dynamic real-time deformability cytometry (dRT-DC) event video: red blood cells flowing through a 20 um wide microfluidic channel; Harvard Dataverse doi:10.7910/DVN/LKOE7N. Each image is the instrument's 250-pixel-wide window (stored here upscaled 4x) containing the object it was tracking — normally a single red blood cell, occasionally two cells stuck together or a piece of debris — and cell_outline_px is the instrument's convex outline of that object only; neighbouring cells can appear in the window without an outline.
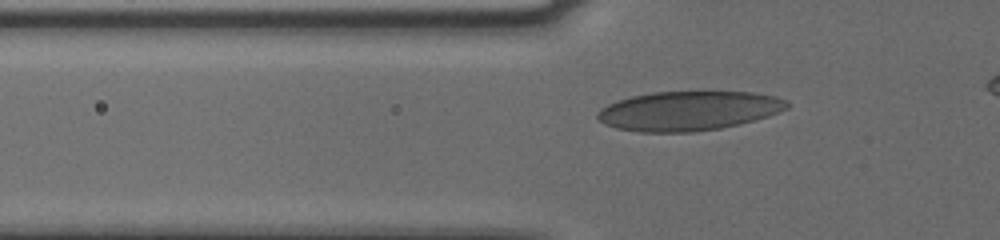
{"species": "human", "species_latin": "Homo sapiens", "temperature_condition": "cold", "stored_images_in_passage": 41, "camera_frame_rate_fps": 3000, "um_per_image_px": 0.085, "donor": {"sex": "male"}, "frame": {"image": 1, "passage_image": 10, "time_ms": 3.0, "image_size_px": [1000, 240], "cell_outline_px": [[788, 108], [780, 112], [768, 116], [740, 124], [720, 128], [692, 132], [640, 132], [616, 128], [604, 124], [596, 116], [596, 112], [600, 108], [616, 100], [632, 96], [652, 92], [752, 92], [776, 96], [788, 100]], "centroid_in_image_um": [58.52, 9.42], "position_along_channel_um": 67.3, "area_um2": 43.64}}
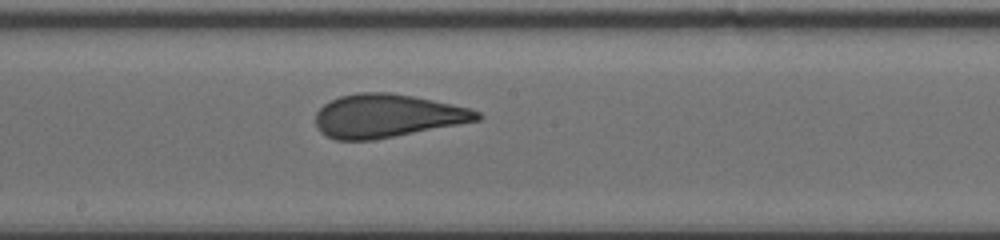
{"frame": {"image": 2, "passage_image": 22, "time_ms": 7.0, "image_size_px": [1000, 240], "cell_outline_px": [[484, 116], [480, 120], [372, 140], [336, 140], [320, 132], [316, 128], [316, 112], [324, 104], [340, 96], [360, 92], [388, 92], [412, 96], [432, 100], [468, 108], [480, 112]], "centroid_in_image_um": [32.87, 9.85], "position_along_channel_um": 215.3, "area_um2": 40.4}}
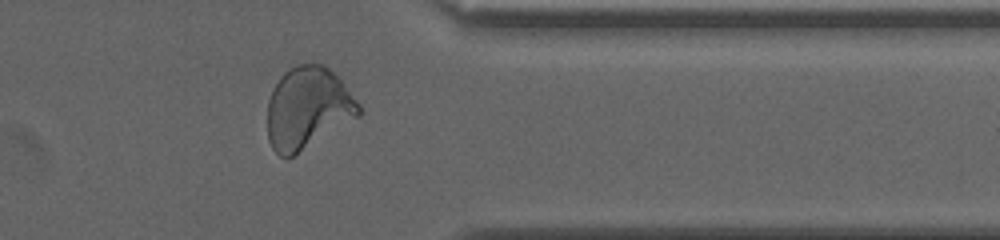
{"frame": {"image": 3, "passage_image": 36, "time_ms": 11.667, "image_size_px": [1000, 240], "cell_outline_px": [[364, 112], [360, 116], [288, 160], [284, 160], [272, 148], [268, 140], [268, 100], [280, 76], [284, 72], [296, 64], [324, 64], [344, 84], [360, 104]], "centroid_in_image_um": [26.17, 9.23], "position_along_channel_um": 385.2, "area_um2": 43.93}}